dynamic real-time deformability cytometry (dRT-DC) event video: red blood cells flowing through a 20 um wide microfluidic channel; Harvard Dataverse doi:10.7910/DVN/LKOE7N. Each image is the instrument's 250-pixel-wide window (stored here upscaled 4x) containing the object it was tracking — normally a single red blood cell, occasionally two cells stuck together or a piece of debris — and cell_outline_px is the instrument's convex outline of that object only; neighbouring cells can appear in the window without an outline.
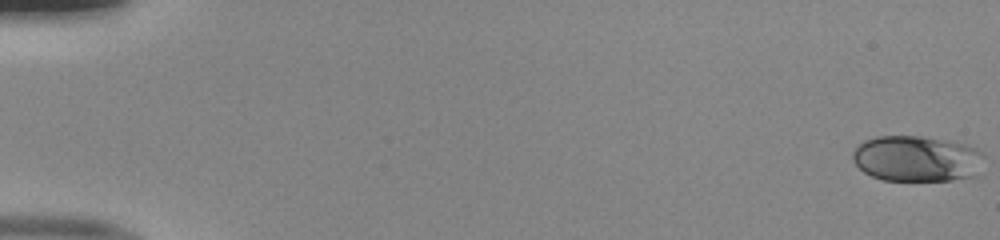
{"species": "human", "species_latin": "Homo sapiens", "temperature_condition": "room temperature", "stored_images_in_passage": 52, "camera_frame_rate_fps": 3000, "um_per_image_px": 0.085, "donor": {"sex": "male"}, "frame": {"image": 1, "passage_image": 1, "time_ms": 0.0, "image_size_px": [1000, 240], "cell_outline_px": [[984, 156], [980, 176], [952, 180], [880, 180], [864, 172], [852, 160], [852, 152], [864, 140], [876, 136], [920, 136], [948, 140], [968, 144], [984, 152]], "centroid_in_image_um": [77.99, 13.49], "position_along_channel_um": 7.0, "area_um2": 35.78}}
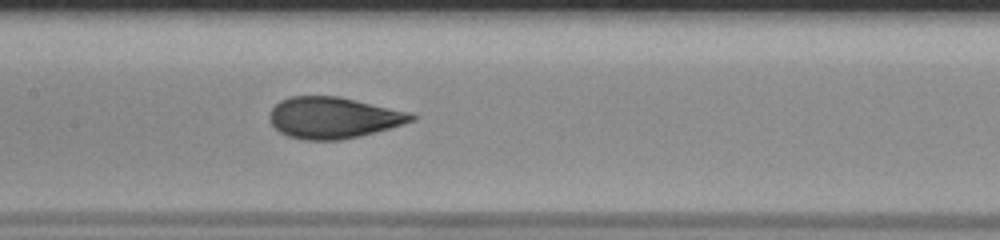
{"frame": {"image": 2, "passage_image": 27, "time_ms": 8.667, "image_size_px": [1000, 240], "cell_outline_px": [[416, 120], [404, 124], [376, 132], [360, 136], [340, 140], [304, 140], [288, 136], [280, 132], [268, 120], [268, 116], [272, 108], [280, 100], [288, 96], [340, 96], [408, 112], [416, 116]], "centroid_in_image_um": [28.31, 10.0], "position_along_channel_um": 179.1, "area_um2": 34.28}}
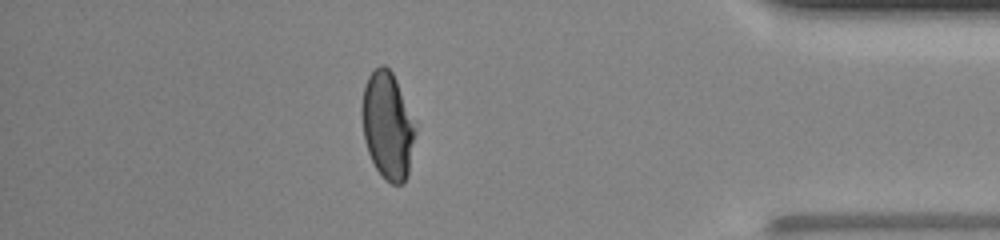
{"frame": {"image": 3, "passage_image": 46, "time_ms": 15.0, "image_size_px": [1000, 240], "cell_outline_px": [[416, 132], [408, 176], [404, 184], [392, 184], [376, 168], [368, 152], [364, 140], [360, 112], [360, 108], [364, 88], [368, 76], [380, 64], [384, 64], [392, 72], [416, 120]], "centroid_in_image_um": [32.96, 10.65], "position_along_channel_um": 402.2, "area_um2": 33.81}}